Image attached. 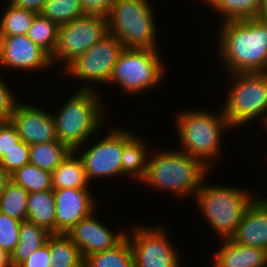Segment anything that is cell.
Masks as SVG:
<instances>
[{"mask_svg":"<svg viewBox=\"0 0 267 267\" xmlns=\"http://www.w3.org/2000/svg\"><path fill=\"white\" fill-rule=\"evenodd\" d=\"M196 200L211 228L222 238H230L243 215L255 199L250 193L234 187L203 186Z\"/></svg>","mask_w":267,"mask_h":267,"instance_id":"6","label":"cell"},{"mask_svg":"<svg viewBox=\"0 0 267 267\" xmlns=\"http://www.w3.org/2000/svg\"><path fill=\"white\" fill-rule=\"evenodd\" d=\"M0 267H13L11 264V255L0 248Z\"/></svg>","mask_w":267,"mask_h":267,"instance_id":"40","label":"cell"},{"mask_svg":"<svg viewBox=\"0 0 267 267\" xmlns=\"http://www.w3.org/2000/svg\"><path fill=\"white\" fill-rule=\"evenodd\" d=\"M264 124H265V127H266V129H267V116H266L265 119H264Z\"/></svg>","mask_w":267,"mask_h":267,"instance_id":"43","label":"cell"},{"mask_svg":"<svg viewBox=\"0 0 267 267\" xmlns=\"http://www.w3.org/2000/svg\"><path fill=\"white\" fill-rule=\"evenodd\" d=\"M77 91L60 112L53 115L58 140L75 151L98 132L104 117L94 89L87 84Z\"/></svg>","mask_w":267,"mask_h":267,"instance_id":"3","label":"cell"},{"mask_svg":"<svg viewBox=\"0 0 267 267\" xmlns=\"http://www.w3.org/2000/svg\"><path fill=\"white\" fill-rule=\"evenodd\" d=\"M214 255V267H266L267 251L262 248L245 246L224 239Z\"/></svg>","mask_w":267,"mask_h":267,"instance_id":"18","label":"cell"},{"mask_svg":"<svg viewBox=\"0 0 267 267\" xmlns=\"http://www.w3.org/2000/svg\"><path fill=\"white\" fill-rule=\"evenodd\" d=\"M58 34L59 25L57 23L37 14L26 36L51 57L57 46Z\"/></svg>","mask_w":267,"mask_h":267,"instance_id":"27","label":"cell"},{"mask_svg":"<svg viewBox=\"0 0 267 267\" xmlns=\"http://www.w3.org/2000/svg\"><path fill=\"white\" fill-rule=\"evenodd\" d=\"M11 180L28 193L43 192L52 187V172L28 163L11 174Z\"/></svg>","mask_w":267,"mask_h":267,"instance_id":"26","label":"cell"},{"mask_svg":"<svg viewBox=\"0 0 267 267\" xmlns=\"http://www.w3.org/2000/svg\"><path fill=\"white\" fill-rule=\"evenodd\" d=\"M37 13L8 3L1 20L3 35H26Z\"/></svg>","mask_w":267,"mask_h":267,"instance_id":"31","label":"cell"},{"mask_svg":"<svg viewBox=\"0 0 267 267\" xmlns=\"http://www.w3.org/2000/svg\"><path fill=\"white\" fill-rule=\"evenodd\" d=\"M19 267H50L49 238L46 244L38 248Z\"/></svg>","mask_w":267,"mask_h":267,"instance_id":"37","label":"cell"},{"mask_svg":"<svg viewBox=\"0 0 267 267\" xmlns=\"http://www.w3.org/2000/svg\"><path fill=\"white\" fill-rule=\"evenodd\" d=\"M256 18L267 23V0H261V6Z\"/></svg>","mask_w":267,"mask_h":267,"instance_id":"41","label":"cell"},{"mask_svg":"<svg viewBox=\"0 0 267 267\" xmlns=\"http://www.w3.org/2000/svg\"><path fill=\"white\" fill-rule=\"evenodd\" d=\"M3 81L0 77V124L11 121V116L17 105V101L14 100L12 92Z\"/></svg>","mask_w":267,"mask_h":267,"instance_id":"34","label":"cell"},{"mask_svg":"<svg viewBox=\"0 0 267 267\" xmlns=\"http://www.w3.org/2000/svg\"><path fill=\"white\" fill-rule=\"evenodd\" d=\"M106 19L109 34L124 48L157 49V28L147 0H115Z\"/></svg>","mask_w":267,"mask_h":267,"instance_id":"4","label":"cell"},{"mask_svg":"<svg viewBox=\"0 0 267 267\" xmlns=\"http://www.w3.org/2000/svg\"><path fill=\"white\" fill-rule=\"evenodd\" d=\"M77 151L70 153L52 172L53 189L88 188L89 181L81 156L75 158Z\"/></svg>","mask_w":267,"mask_h":267,"instance_id":"21","label":"cell"},{"mask_svg":"<svg viewBox=\"0 0 267 267\" xmlns=\"http://www.w3.org/2000/svg\"><path fill=\"white\" fill-rule=\"evenodd\" d=\"M130 132L123 131V152L121 155L122 175L143 181L147 174L148 151L145 144Z\"/></svg>","mask_w":267,"mask_h":267,"instance_id":"20","label":"cell"},{"mask_svg":"<svg viewBox=\"0 0 267 267\" xmlns=\"http://www.w3.org/2000/svg\"><path fill=\"white\" fill-rule=\"evenodd\" d=\"M11 181V175L6 173L4 169L0 166V196L5 190L8 183Z\"/></svg>","mask_w":267,"mask_h":267,"instance_id":"39","label":"cell"},{"mask_svg":"<svg viewBox=\"0 0 267 267\" xmlns=\"http://www.w3.org/2000/svg\"><path fill=\"white\" fill-rule=\"evenodd\" d=\"M115 0H80L84 14L106 17Z\"/></svg>","mask_w":267,"mask_h":267,"instance_id":"36","label":"cell"},{"mask_svg":"<svg viewBox=\"0 0 267 267\" xmlns=\"http://www.w3.org/2000/svg\"><path fill=\"white\" fill-rule=\"evenodd\" d=\"M161 228H133L128 237L133 253L134 267H180L178 253ZM132 238V239H131Z\"/></svg>","mask_w":267,"mask_h":267,"instance_id":"11","label":"cell"},{"mask_svg":"<svg viewBox=\"0 0 267 267\" xmlns=\"http://www.w3.org/2000/svg\"><path fill=\"white\" fill-rule=\"evenodd\" d=\"M70 151L59 140L30 145V163L41 169L53 172Z\"/></svg>","mask_w":267,"mask_h":267,"instance_id":"25","label":"cell"},{"mask_svg":"<svg viewBox=\"0 0 267 267\" xmlns=\"http://www.w3.org/2000/svg\"><path fill=\"white\" fill-rule=\"evenodd\" d=\"M219 115L188 110L180 113L176 121L181 151L201 160L209 168L212 166L210 159L220 153L221 134L224 129L232 128L223 111Z\"/></svg>","mask_w":267,"mask_h":267,"instance_id":"5","label":"cell"},{"mask_svg":"<svg viewBox=\"0 0 267 267\" xmlns=\"http://www.w3.org/2000/svg\"><path fill=\"white\" fill-rule=\"evenodd\" d=\"M52 115L18 102L11 116V123L16 127L20 139L26 144L29 146L42 144L58 140Z\"/></svg>","mask_w":267,"mask_h":267,"instance_id":"13","label":"cell"},{"mask_svg":"<svg viewBox=\"0 0 267 267\" xmlns=\"http://www.w3.org/2000/svg\"><path fill=\"white\" fill-rule=\"evenodd\" d=\"M3 38H4V35H3V31H2V23H1V20H0V53H1V46H2V43H3Z\"/></svg>","mask_w":267,"mask_h":267,"instance_id":"42","label":"cell"},{"mask_svg":"<svg viewBox=\"0 0 267 267\" xmlns=\"http://www.w3.org/2000/svg\"><path fill=\"white\" fill-rule=\"evenodd\" d=\"M84 267H134L133 253L127 236L114 248L86 257Z\"/></svg>","mask_w":267,"mask_h":267,"instance_id":"24","label":"cell"},{"mask_svg":"<svg viewBox=\"0 0 267 267\" xmlns=\"http://www.w3.org/2000/svg\"><path fill=\"white\" fill-rule=\"evenodd\" d=\"M28 163H30V146L22 140L0 158V166L10 175Z\"/></svg>","mask_w":267,"mask_h":267,"instance_id":"33","label":"cell"},{"mask_svg":"<svg viewBox=\"0 0 267 267\" xmlns=\"http://www.w3.org/2000/svg\"><path fill=\"white\" fill-rule=\"evenodd\" d=\"M0 64L20 70H36L50 67L51 59L26 35H4Z\"/></svg>","mask_w":267,"mask_h":267,"instance_id":"15","label":"cell"},{"mask_svg":"<svg viewBox=\"0 0 267 267\" xmlns=\"http://www.w3.org/2000/svg\"><path fill=\"white\" fill-rule=\"evenodd\" d=\"M123 130H111L88 150L79 154L83 160L87 180L122 175Z\"/></svg>","mask_w":267,"mask_h":267,"instance_id":"12","label":"cell"},{"mask_svg":"<svg viewBox=\"0 0 267 267\" xmlns=\"http://www.w3.org/2000/svg\"><path fill=\"white\" fill-rule=\"evenodd\" d=\"M16 127L10 122L0 124V158L20 141Z\"/></svg>","mask_w":267,"mask_h":267,"instance_id":"35","label":"cell"},{"mask_svg":"<svg viewBox=\"0 0 267 267\" xmlns=\"http://www.w3.org/2000/svg\"><path fill=\"white\" fill-rule=\"evenodd\" d=\"M46 1L47 0H10L9 2L18 8L40 14Z\"/></svg>","mask_w":267,"mask_h":267,"instance_id":"38","label":"cell"},{"mask_svg":"<svg viewBox=\"0 0 267 267\" xmlns=\"http://www.w3.org/2000/svg\"><path fill=\"white\" fill-rule=\"evenodd\" d=\"M221 23L219 51L229 74L267 72V23L258 18Z\"/></svg>","mask_w":267,"mask_h":267,"instance_id":"1","label":"cell"},{"mask_svg":"<svg viewBox=\"0 0 267 267\" xmlns=\"http://www.w3.org/2000/svg\"><path fill=\"white\" fill-rule=\"evenodd\" d=\"M20 224L21 221L0 211V248L10 255L19 242Z\"/></svg>","mask_w":267,"mask_h":267,"instance_id":"32","label":"cell"},{"mask_svg":"<svg viewBox=\"0 0 267 267\" xmlns=\"http://www.w3.org/2000/svg\"><path fill=\"white\" fill-rule=\"evenodd\" d=\"M230 239L241 245L267 251V198L254 199Z\"/></svg>","mask_w":267,"mask_h":267,"instance_id":"17","label":"cell"},{"mask_svg":"<svg viewBox=\"0 0 267 267\" xmlns=\"http://www.w3.org/2000/svg\"><path fill=\"white\" fill-rule=\"evenodd\" d=\"M50 235L51 233L41 226L28 220L21 221L19 242L11 254L12 266L19 267L31 254L47 243Z\"/></svg>","mask_w":267,"mask_h":267,"instance_id":"22","label":"cell"},{"mask_svg":"<svg viewBox=\"0 0 267 267\" xmlns=\"http://www.w3.org/2000/svg\"><path fill=\"white\" fill-rule=\"evenodd\" d=\"M231 75L234 83L229 90L223 113L231 127L242 126L267 110V72Z\"/></svg>","mask_w":267,"mask_h":267,"instance_id":"7","label":"cell"},{"mask_svg":"<svg viewBox=\"0 0 267 267\" xmlns=\"http://www.w3.org/2000/svg\"><path fill=\"white\" fill-rule=\"evenodd\" d=\"M50 267H84L80 249L64 233L49 236Z\"/></svg>","mask_w":267,"mask_h":267,"instance_id":"23","label":"cell"},{"mask_svg":"<svg viewBox=\"0 0 267 267\" xmlns=\"http://www.w3.org/2000/svg\"><path fill=\"white\" fill-rule=\"evenodd\" d=\"M148 158L147 174L142 183L172 191L180 197L189 193L195 196L210 169L181 150L158 152Z\"/></svg>","mask_w":267,"mask_h":267,"instance_id":"2","label":"cell"},{"mask_svg":"<svg viewBox=\"0 0 267 267\" xmlns=\"http://www.w3.org/2000/svg\"><path fill=\"white\" fill-rule=\"evenodd\" d=\"M28 194L25 189L11 180L0 196V211L19 221H25Z\"/></svg>","mask_w":267,"mask_h":267,"instance_id":"29","label":"cell"},{"mask_svg":"<svg viewBox=\"0 0 267 267\" xmlns=\"http://www.w3.org/2000/svg\"><path fill=\"white\" fill-rule=\"evenodd\" d=\"M108 34L107 19L99 15L85 14L71 22L59 25L57 46L50 57L51 64L54 61L64 60L66 68Z\"/></svg>","mask_w":267,"mask_h":267,"instance_id":"9","label":"cell"},{"mask_svg":"<svg viewBox=\"0 0 267 267\" xmlns=\"http://www.w3.org/2000/svg\"><path fill=\"white\" fill-rule=\"evenodd\" d=\"M40 14L58 25L85 15L80 0H47Z\"/></svg>","mask_w":267,"mask_h":267,"instance_id":"30","label":"cell"},{"mask_svg":"<svg viewBox=\"0 0 267 267\" xmlns=\"http://www.w3.org/2000/svg\"><path fill=\"white\" fill-rule=\"evenodd\" d=\"M93 213L79 220L66 232V235L80 249L84 259L94 253L114 248L126 237L125 232L113 233L95 219Z\"/></svg>","mask_w":267,"mask_h":267,"instance_id":"14","label":"cell"},{"mask_svg":"<svg viewBox=\"0 0 267 267\" xmlns=\"http://www.w3.org/2000/svg\"><path fill=\"white\" fill-rule=\"evenodd\" d=\"M88 189H54L56 233L66 234L79 220L94 212V199Z\"/></svg>","mask_w":267,"mask_h":267,"instance_id":"16","label":"cell"},{"mask_svg":"<svg viewBox=\"0 0 267 267\" xmlns=\"http://www.w3.org/2000/svg\"><path fill=\"white\" fill-rule=\"evenodd\" d=\"M123 50L122 43L115 36L108 34L72 61L64 68V72L82 81L108 83Z\"/></svg>","mask_w":267,"mask_h":267,"instance_id":"10","label":"cell"},{"mask_svg":"<svg viewBox=\"0 0 267 267\" xmlns=\"http://www.w3.org/2000/svg\"><path fill=\"white\" fill-rule=\"evenodd\" d=\"M55 215L54 189L28 194L26 220L45 228L53 234L56 233Z\"/></svg>","mask_w":267,"mask_h":267,"instance_id":"19","label":"cell"},{"mask_svg":"<svg viewBox=\"0 0 267 267\" xmlns=\"http://www.w3.org/2000/svg\"><path fill=\"white\" fill-rule=\"evenodd\" d=\"M157 49L124 48L116 62L110 83H117L127 93H141L157 85L163 64Z\"/></svg>","mask_w":267,"mask_h":267,"instance_id":"8","label":"cell"},{"mask_svg":"<svg viewBox=\"0 0 267 267\" xmlns=\"http://www.w3.org/2000/svg\"><path fill=\"white\" fill-rule=\"evenodd\" d=\"M214 10L221 13L223 21L256 18L261 0H209Z\"/></svg>","mask_w":267,"mask_h":267,"instance_id":"28","label":"cell"}]
</instances>
